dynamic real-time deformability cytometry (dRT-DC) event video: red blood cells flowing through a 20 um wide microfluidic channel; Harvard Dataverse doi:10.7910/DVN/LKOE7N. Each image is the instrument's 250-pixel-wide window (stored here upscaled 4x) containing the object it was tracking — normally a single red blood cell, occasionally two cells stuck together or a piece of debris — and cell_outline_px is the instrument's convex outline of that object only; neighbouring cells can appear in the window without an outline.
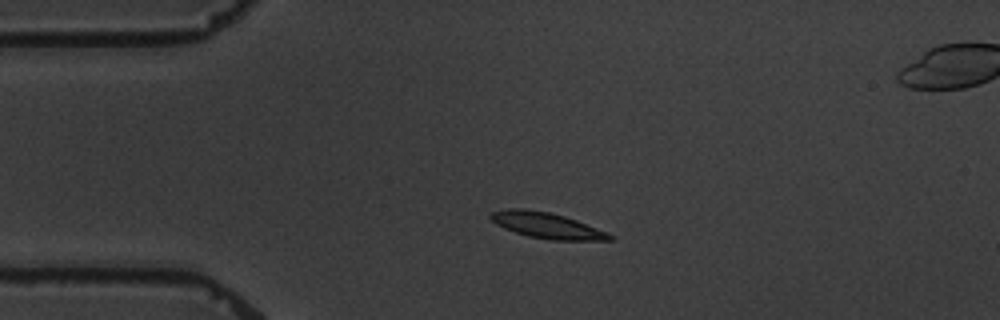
{"species": "common noctule bat (a hibernating species)", "species_latin": "Nyctalus noctula", "temperature_condition": "warm", "stored_images_in_passage": 4, "camera_frame_rate_fps": 3000, "um_per_image_px": 0.085, "animal": {"sex": "male", "body_mass_g": 19.5, "forearm_length_mm": 54.6}, "frame": {"image": 1, "passage_image": 2, "time_ms": 2.0, "image_size_px": [1000, 320], "cell_outline_px": [[616, 240], [548, 240], [528, 236], [504, 228], [496, 224], [488, 216], [492, 212], [508, 208], [524, 208], [548, 212], [564, 216], [576, 220], [616, 236]], "centroid_in_image_um": [46.48, 19.17], "position_along_channel_um": 38.5, "area_um2": 17.86}}